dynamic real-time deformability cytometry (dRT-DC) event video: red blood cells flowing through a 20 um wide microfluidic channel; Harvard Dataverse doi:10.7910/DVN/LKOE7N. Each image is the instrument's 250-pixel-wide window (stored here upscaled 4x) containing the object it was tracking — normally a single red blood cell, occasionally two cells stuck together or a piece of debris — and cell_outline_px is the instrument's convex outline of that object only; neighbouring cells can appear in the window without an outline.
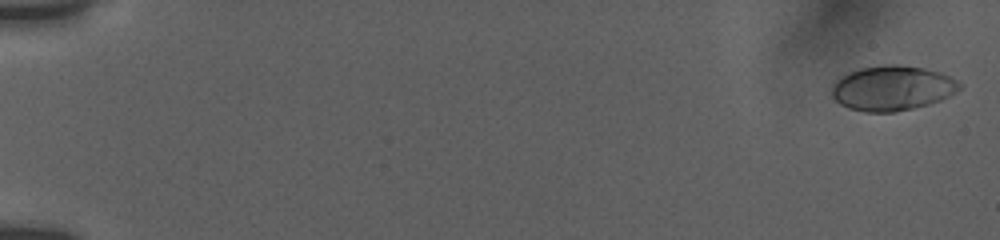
{"species": "human", "species_latin": "Homo sapiens", "temperature_condition": "room temperature", "stored_images_in_passage": 57, "camera_frame_rate_fps": 3000, "um_per_image_px": 0.085, "donor": {"sex": "female"}, "frame": {"image": 1, "passage_image": 2, "time_ms": 0.333, "image_size_px": [1000, 240], "cell_outline_px": [[960, 88], [956, 92], [940, 100], [928, 104], [896, 112], [864, 112], [848, 108], [840, 104], [832, 96], [832, 88], [848, 72], [860, 68], [884, 64], [892, 64], [924, 68], [940, 72], [956, 80], [960, 84]], "centroid_in_image_um": [75.85, 7.5], "position_along_channel_um": 9.2, "area_um2": 33.06}}
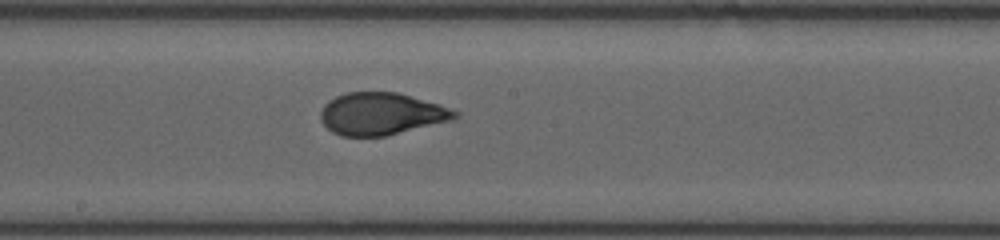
{"frame": {"image": 2, "passage_image": 33, "time_ms": 10.667, "image_size_px": [1000, 240], "cell_outline_px": [[460, 116], [452, 120], [384, 136], [340, 136], [332, 132], [320, 120], [320, 112], [324, 104], [328, 100], [336, 96], [348, 92], [396, 92], [440, 104], [460, 112]], "centroid_in_image_um": [32.41, 9.67], "position_along_channel_um": 215.8, "area_um2": 33.06}}
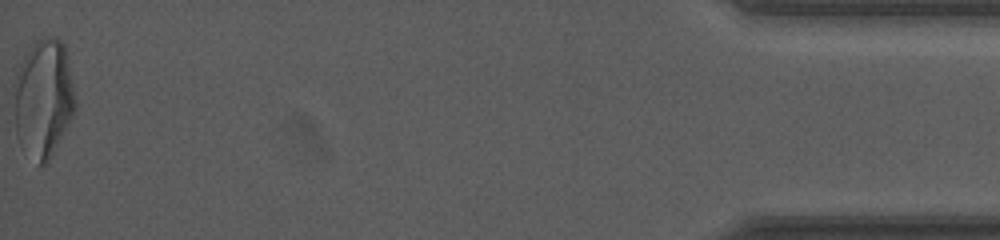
{"frame": {"image": 3, "passage_image": 57, "time_ms": 18.667, "image_size_px": [1000, 240], "cell_outline_px": [[76, 108], [48, 164], [40, 164], [16, 132], [12, 84], [20, 64], [24, 56], [32, 44], [36, 40], [44, 36], [52, 36], [60, 40], [64, 44], [68, 60], [76, 104]], "centroid_in_image_um": [3.7, 8.27], "position_along_channel_um": 431.5, "area_um2": 41.73}, "authors_computed_cell_mechanics": {"area_um2": 33.1772, "velocity_mm_per_s": 3.7662, "shape_relaxation_time_tau1_ms": 5.3695, "shape_relaxation_time_tau2_ms": null, "deformation_change_tau1": 0.2034, "deformation_change_tau2": null}}